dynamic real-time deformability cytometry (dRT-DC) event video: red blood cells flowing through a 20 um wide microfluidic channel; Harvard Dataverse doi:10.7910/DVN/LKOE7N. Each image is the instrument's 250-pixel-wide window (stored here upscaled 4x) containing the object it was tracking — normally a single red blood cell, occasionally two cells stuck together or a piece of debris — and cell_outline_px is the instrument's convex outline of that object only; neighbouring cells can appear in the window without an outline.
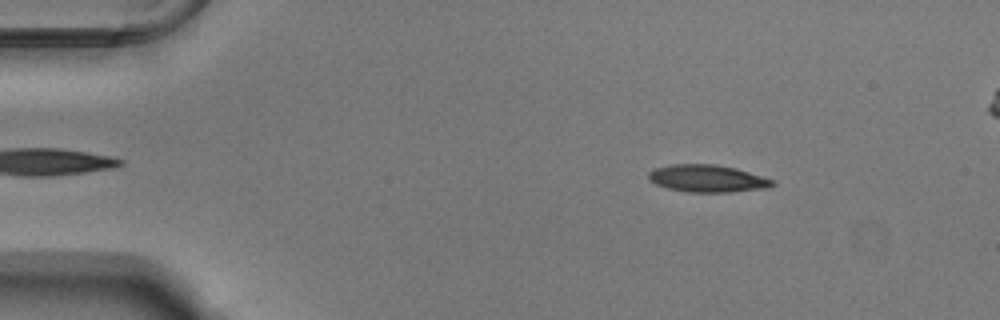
{"species": "Egyptian fruit bat (a non-hibernating species)", "species_latin": "Rousettus aegyptiacus", "temperature_condition": "warm", "stored_images_in_passage": 53, "segment_of_instrument_passage": [1, 2], "camera_frame_rate_fps": 3000, "um_per_image_px": 0.085, "animal": {"sex": "male"}, "frame": {"image": 1, "passage_image": 6, "time_ms": 1.667, "image_size_px": [1000, 320], "cell_outline_px": [[776, 184], [768, 188], [732, 192], [688, 192], [668, 188], [656, 184], [648, 180], [648, 172], [652, 168], [672, 164], [716, 164], [736, 168], [776, 180]], "centroid_in_image_um": [60.14, 15.17], "position_along_channel_um": 24.9, "area_um2": 20.0}}
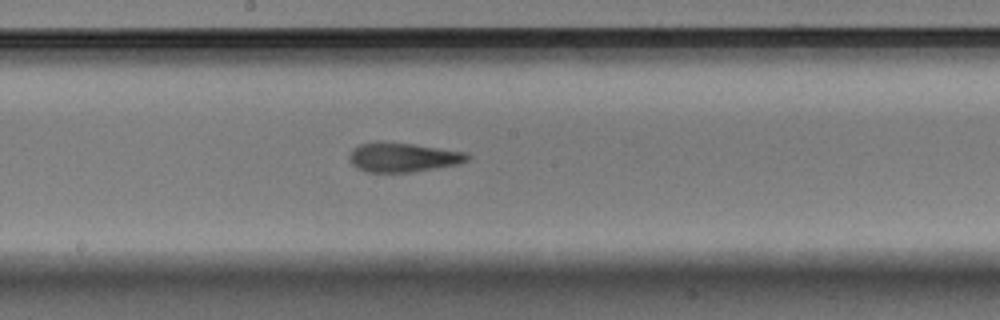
{"frame": {"image": 2, "passage_image": 27, "time_ms": 8.667, "image_size_px": [1000, 320], "cell_outline_px": [[472, 156], [468, 160], [460, 164], [412, 172], [368, 172], [356, 168], [348, 160], [348, 156], [352, 148], [360, 144], [376, 140], [380, 140], [412, 144], [468, 152]], "centroid_in_image_um": [34.23, 13.35], "position_along_channel_um": 214.0, "area_um2": 20.63}}
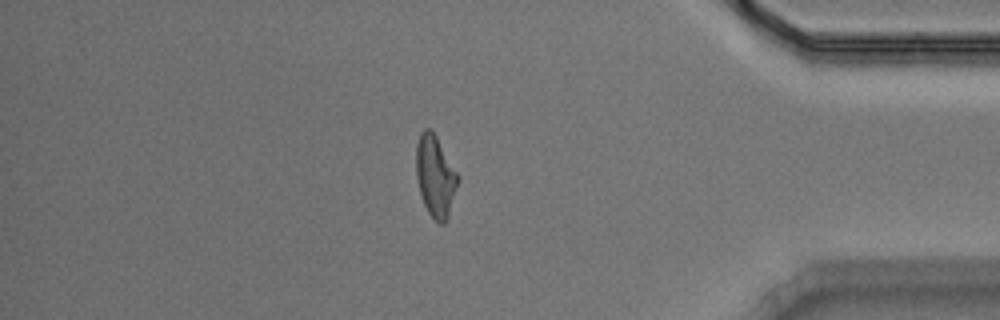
{"frame": {"image": 3, "passage_image": 44, "time_ms": 14.333, "image_size_px": [1000, 320], "cell_outline_px": [[460, 176], [448, 216], [444, 224], [440, 224], [428, 212], [424, 204], [420, 192], [416, 176], [416, 144], [420, 132], [424, 128], [428, 128], [436, 136]], "centroid_in_image_um": [37.0, 14.95], "position_along_channel_um": 398.2, "area_um2": 19.65}}